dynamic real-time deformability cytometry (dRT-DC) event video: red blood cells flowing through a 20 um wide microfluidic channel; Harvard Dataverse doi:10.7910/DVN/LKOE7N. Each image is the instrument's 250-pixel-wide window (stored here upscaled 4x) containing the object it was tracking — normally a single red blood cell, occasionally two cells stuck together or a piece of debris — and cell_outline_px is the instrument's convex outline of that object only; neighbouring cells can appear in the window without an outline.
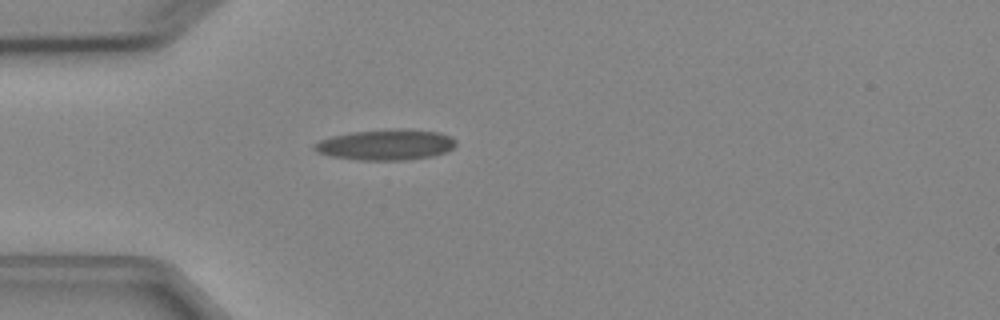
{"species": "Egyptian fruit bat (a non-hibernating species)", "species_latin": "Rousettus aegyptiacus", "temperature_condition": "cold", "stored_images_in_passage": 1, "camera_frame_rate_fps": 3000, "um_per_image_px": 0.085, "animal": {"sex": "female"}, "frame": {"image": 1, "passage_image": 1, "time_ms": 0.0, "image_size_px": [1000, 320], "cell_outline_px": [[456, 144], [452, 148], [444, 152], [432, 156], [404, 160], [356, 160], [332, 156], [316, 152], [312, 148], [312, 144], [320, 140], [332, 136], [352, 132], [440, 132], [452, 136], [456, 140]], "centroid_in_image_um": [32.74, 12.36], "position_along_channel_um": 52.3, "area_um2": 24.16}}